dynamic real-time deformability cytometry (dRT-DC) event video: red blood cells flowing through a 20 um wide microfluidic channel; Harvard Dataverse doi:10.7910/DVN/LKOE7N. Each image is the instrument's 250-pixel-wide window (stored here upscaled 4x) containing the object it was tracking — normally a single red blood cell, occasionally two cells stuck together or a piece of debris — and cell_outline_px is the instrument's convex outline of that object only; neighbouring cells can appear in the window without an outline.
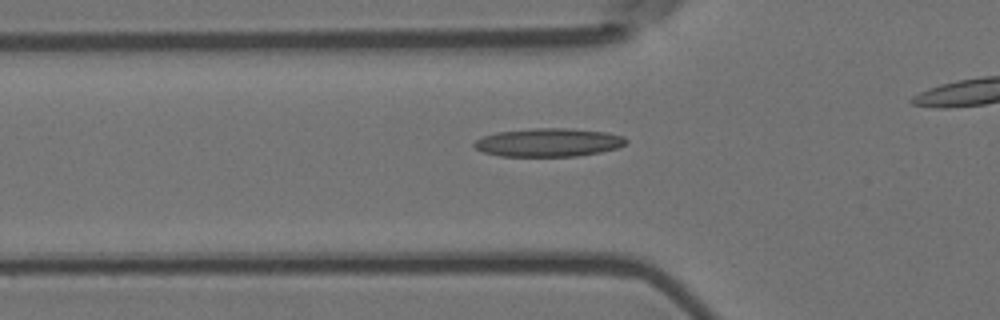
{"species": "Egyptian fruit bat (a non-hibernating species)", "species_latin": "Rousettus aegyptiacus", "temperature_condition": "room temperature", "stored_images_in_passage": 46, "camera_frame_rate_fps": 3000, "um_per_image_px": 0.085, "animal": {"sex": "female"}, "frame": {"image": 1, "passage_image": 19, "time_ms": 6.0, "image_size_px": [1000, 320], "cell_outline_px": [[628, 140], [624, 144], [616, 148], [600, 152], [576, 156], [500, 156], [484, 152], [476, 148], [472, 144], [476, 140], [484, 136], [496, 132], [532, 128], [564, 128], [604, 132], [624, 136]], "centroid_in_image_um": [46.6, 12.11], "position_along_channel_um": 79.2, "area_um2": 24.91}}
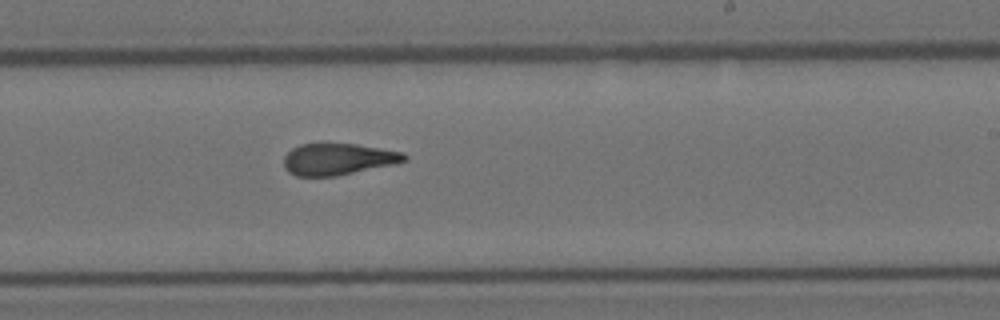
{"frame": {"image": 2, "passage_image": 34, "time_ms": 11.0, "image_size_px": [1000, 320], "cell_outline_px": [[408, 160], [396, 164], [336, 176], [296, 176], [288, 172], [284, 168], [284, 156], [292, 148], [300, 144], [356, 144], [404, 152], [408, 156]], "centroid_in_image_um": [28.75, 13.53], "position_along_channel_um": 260.2, "area_um2": 22.31}}
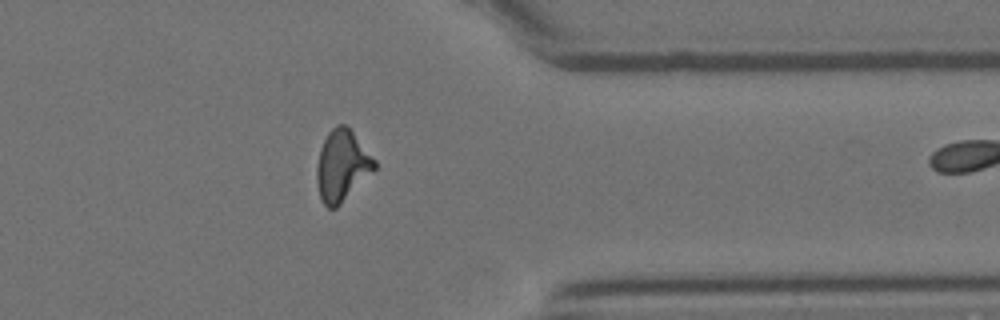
{"frame": {"image": 3, "passage_image": 45, "time_ms": 14.667, "image_size_px": [1000, 320], "cell_outline_px": [[376, 168], [336, 208], [328, 208], [324, 204], [320, 196], [316, 180], [316, 168], [320, 148], [328, 132], [336, 124], [348, 124], [376, 160]], "centroid_in_image_um": [29.07, 14.03], "position_along_channel_um": 382.3, "area_um2": 23.99}}